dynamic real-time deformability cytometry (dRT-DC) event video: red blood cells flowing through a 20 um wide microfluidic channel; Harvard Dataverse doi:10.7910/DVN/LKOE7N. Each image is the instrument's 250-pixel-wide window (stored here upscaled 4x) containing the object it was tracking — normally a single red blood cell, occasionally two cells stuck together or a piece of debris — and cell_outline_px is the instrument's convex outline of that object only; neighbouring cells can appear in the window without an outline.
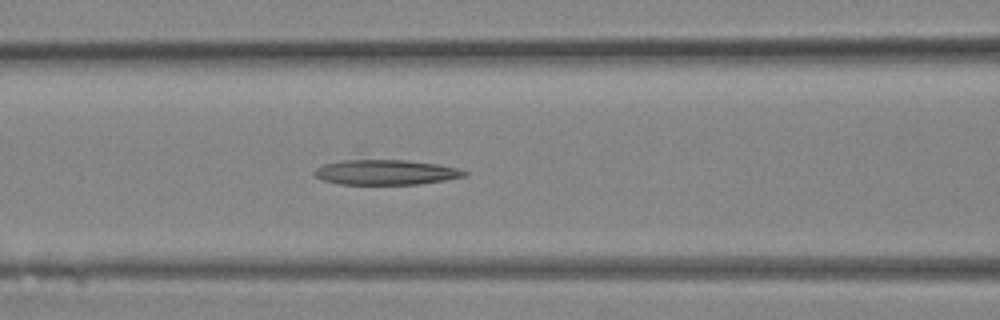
{"species": "Egyptian fruit bat (a non-hibernating species)", "species_latin": "Rousettus aegyptiacus", "temperature_condition": "room temperature", "stored_images_in_passage": 13, "camera_frame_rate_fps": 3000, "um_per_image_px": 0.085, "animal": {"sex": "female"}, "frame": {"image": 1, "passage_image": 11, "time_ms": 3.333, "image_size_px": [1000, 320], "cell_outline_px": [[468, 176], [420, 184], [340, 184], [324, 180], [316, 176], [312, 172], [316, 168], [324, 164], [340, 160], [408, 160], [440, 164], [456, 168], [468, 172]], "centroid_in_image_um": [32.81, 14.64], "position_along_channel_um": 133.8, "area_um2": 21.91}}
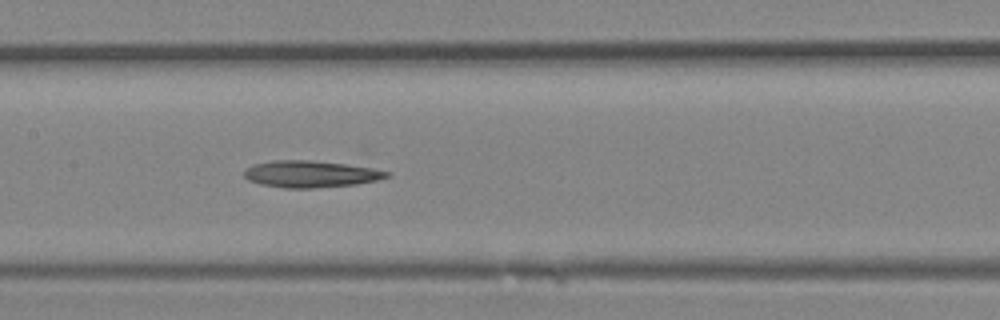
{"frame": {"image": 2, "passage_image": 13, "time_ms": 4.0, "image_size_px": [1000, 320], "cell_outline_px": [[392, 176], [376, 180], [356, 184], [312, 188], [284, 188], [260, 184], [248, 180], [244, 176], [244, 168], [252, 164], [272, 160], [312, 160], [344, 164], [372, 168], [392, 172]], "centroid_in_image_um": [26.38, 14.79], "position_along_channel_um": 181.0, "area_um2": 22.37}}